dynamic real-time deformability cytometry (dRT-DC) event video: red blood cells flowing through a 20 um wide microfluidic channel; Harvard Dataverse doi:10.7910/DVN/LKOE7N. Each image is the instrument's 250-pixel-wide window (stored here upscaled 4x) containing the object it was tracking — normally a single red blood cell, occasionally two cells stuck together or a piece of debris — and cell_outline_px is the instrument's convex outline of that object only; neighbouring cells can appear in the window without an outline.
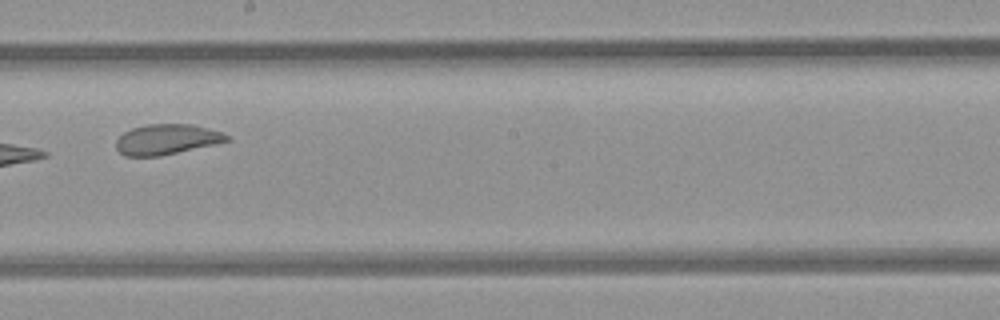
{"species": "common noctule bat (a hibernating species)", "species_latin": "Nyctalus noctula", "temperature_condition": "room temperature", "stored_images_in_passage": 7, "camera_frame_rate_fps": 3000, "um_per_image_px": 0.085, "animal": {"sex": "female", "body_mass_g": 21.9}, "frame": {"image": 1, "passage_image": 6, "time_ms": 1.667, "image_size_px": [1000, 320], "cell_outline_px": [[232, 140], [160, 156], [124, 156], [116, 148], [116, 140], [124, 132], [132, 128], [148, 124], [192, 124], [220, 132], [228, 136]], "centroid_in_image_um": [14.14, 11.85], "position_along_channel_um": 234.1, "area_um2": 19.36}}
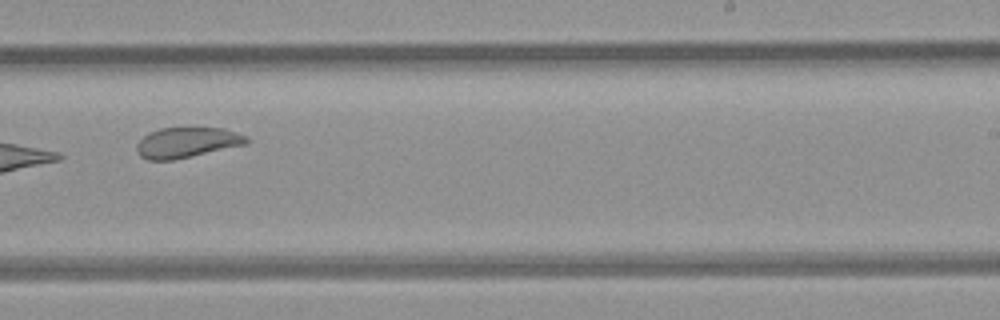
{"frame": {"image": 2, "passage_image": 7, "time_ms": 2.0, "image_size_px": [1000, 320], "cell_outline_px": [[248, 144], [172, 160], [148, 160], [140, 156], [136, 152], [136, 144], [144, 136], [160, 128], [224, 128], [248, 136]], "centroid_in_image_um": [15.9, 12.11], "position_along_channel_um": 273.1, "area_um2": 19.36}}